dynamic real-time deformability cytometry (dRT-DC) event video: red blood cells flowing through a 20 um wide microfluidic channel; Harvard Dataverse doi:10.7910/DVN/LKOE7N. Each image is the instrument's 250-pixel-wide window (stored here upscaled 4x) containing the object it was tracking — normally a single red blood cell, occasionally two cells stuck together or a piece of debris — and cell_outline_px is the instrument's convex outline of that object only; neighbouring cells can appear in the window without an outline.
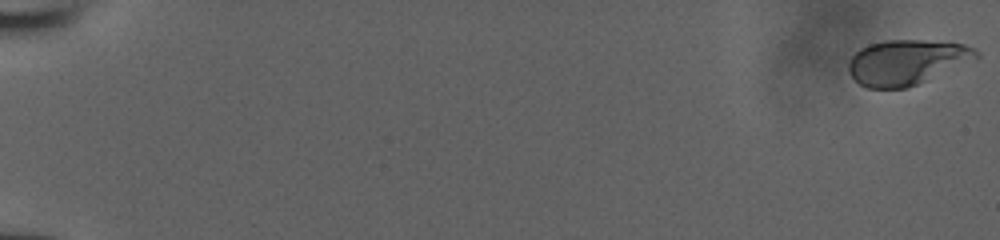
{"species": "human", "species_latin": "Homo sapiens", "temperature_condition": "room temperature", "stored_images_in_passage": 53, "camera_frame_rate_fps": 3000, "um_per_image_px": 0.085, "donor": {"sex": "male"}, "frame": {"image": 1, "passage_image": 1, "time_ms": 0.0, "image_size_px": [1000, 240], "cell_outline_px": [[980, 56], [916, 84], [904, 88], [868, 88], [860, 84], [848, 72], [848, 60], [860, 48], [868, 44], [888, 40], [920, 40], [964, 44], [980, 52]], "centroid_in_image_um": [77.0, 5.27], "position_along_channel_um": 8.0, "area_um2": 32.89}}
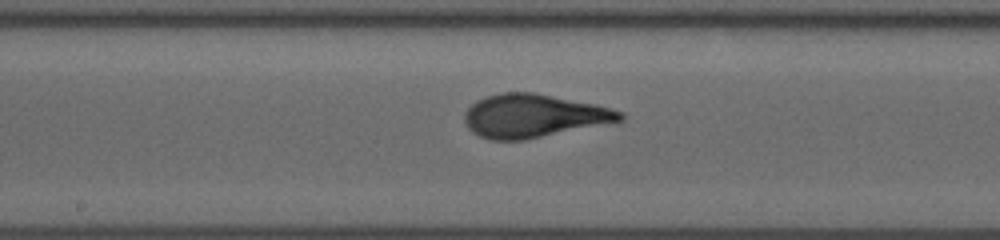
{"frame": {"image": 2, "passage_image": 31, "time_ms": 10.0, "image_size_px": [1000, 240], "cell_outline_px": [[624, 120], [524, 140], [492, 140], [480, 136], [472, 132], [468, 128], [464, 120], [464, 112], [476, 100], [500, 92], [532, 92], [592, 104], [624, 112]], "centroid_in_image_um": [45.3, 9.85], "position_along_channel_um": 202.9, "area_um2": 38.78}}
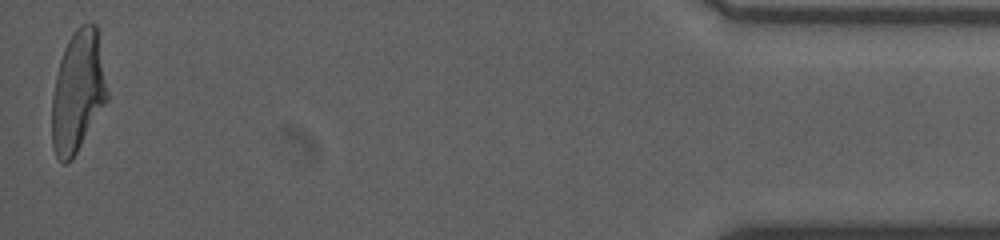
{"frame": {"image": 3, "passage_image": 53, "time_ms": 17.333, "image_size_px": [1000, 240], "cell_outline_px": [[108, 100], [72, 160], [68, 164], [60, 164], [52, 148], [52, 96], [56, 76], [60, 60], [64, 48], [68, 40], [76, 28], [80, 24], [96, 24], [108, 92]], "centroid_in_image_um": [6.61, 7.84], "position_along_channel_um": 428.6, "area_um2": 39.19}}